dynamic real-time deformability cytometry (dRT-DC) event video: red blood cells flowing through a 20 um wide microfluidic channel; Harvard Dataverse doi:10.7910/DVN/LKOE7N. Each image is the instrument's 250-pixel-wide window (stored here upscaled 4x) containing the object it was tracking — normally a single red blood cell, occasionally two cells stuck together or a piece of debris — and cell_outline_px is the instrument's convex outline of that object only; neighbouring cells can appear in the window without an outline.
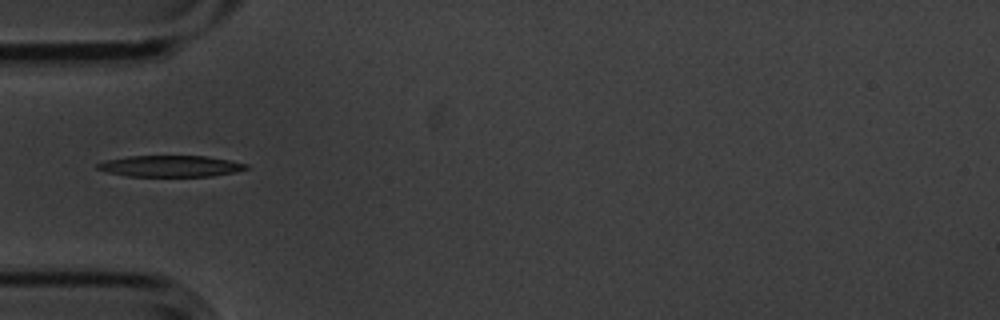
{"species": "common noctule bat (a hibernating species)", "species_latin": "Nyctalus noctula", "temperature_condition": "cold", "stored_images_in_passage": 4, "camera_frame_rate_fps": 3000, "um_per_image_px": 0.085, "animal": {"sex": "male", "body_mass_g": 20.1, "forearm_length_mm": 53.5}, "frame": {"image": 1, "passage_image": 3, "time_ms": 0.667, "image_size_px": [1000, 320], "cell_outline_px": [[248, 168], [236, 172], [212, 176], [128, 176], [108, 172], [96, 168], [96, 164], [108, 160], [128, 156], [204, 156], [228, 160], [248, 164]], "centroid_in_image_um": [14.51, 14.12], "position_along_channel_um": 70.5, "area_um2": 18.26}}
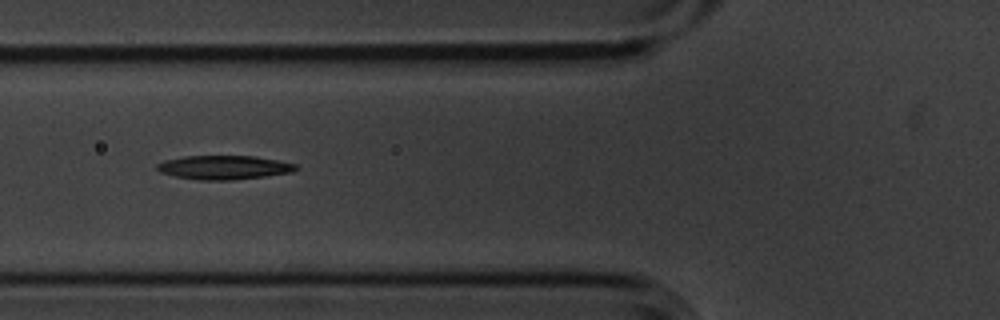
{"frame": {"image": 2, "passage_image": 4, "time_ms": 1.0, "image_size_px": [1000, 320], "cell_outline_px": [[300, 168], [292, 172], [264, 176], [232, 180], [200, 180], [176, 176], [160, 172], [156, 168], [156, 164], [164, 160], [184, 156], [256, 156], [296, 164]], "centroid_in_image_um": [19.03, 14.22], "position_along_channel_um": 106.8, "area_um2": 19.31}}